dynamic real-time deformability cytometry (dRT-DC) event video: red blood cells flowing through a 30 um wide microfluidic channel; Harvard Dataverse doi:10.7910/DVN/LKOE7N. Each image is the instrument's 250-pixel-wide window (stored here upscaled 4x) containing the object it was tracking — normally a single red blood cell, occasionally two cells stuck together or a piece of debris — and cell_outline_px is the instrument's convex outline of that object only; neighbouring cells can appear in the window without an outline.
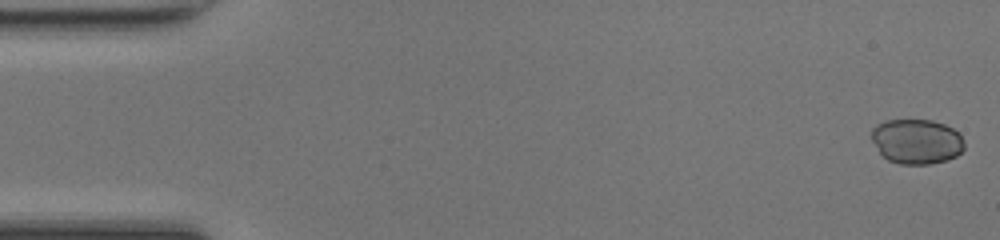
{"species": "common noctule bat (a hibernating species)", "species_latin": "Nyctalus noctula", "temperature_condition": "room temperature", "stored_images_in_passage": 48, "camera_frame_rate_fps": 3000, "um_per_image_px": 0.085, "animal": {"sex": "female", "body_mass_g": 17.0, "forearm_length_mm": 48.0}, "frame": {"image": 1, "passage_image": 1, "time_ms": 0.0, "image_size_px": [1000, 240], "cell_outline_px": [[964, 148], [956, 156], [944, 160], [928, 164], [900, 164], [888, 160], [880, 152], [872, 140], [872, 128], [876, 124], [884, 120], [932, 120], [944, 124], [952, 128], [964, 140]], "centroid_in_image_um": [77.9, 12.01], "position_along_channel_um": 7.1, "area_um2": 24.1}}
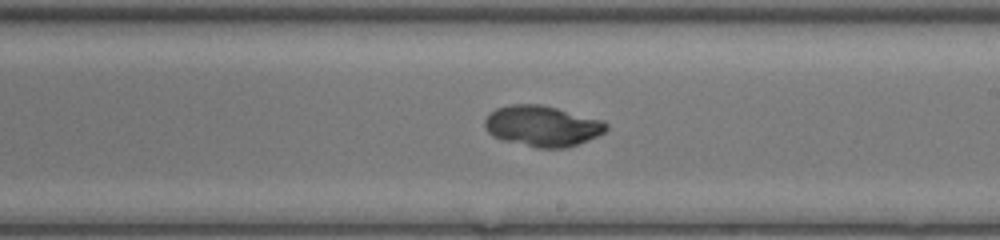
{"frame": {"image": 2, "passage_image": 28, "time_ms": 9.0, "image_size_px": [1000, 240], "cell_outline_px": [[608, 128], [604, 132], [588, 140], [564, 148], [536, 148], [504, 140], [492, 136], [484, 128], [484, 120], [488, 112], [496, 108], [512, 104], [540, 104], [604, 120], [608, 124]], "centroid_in_image_um": [46.07, 10.7], "position_along_channel_um": 242.9, "area_um2": 28.96}}
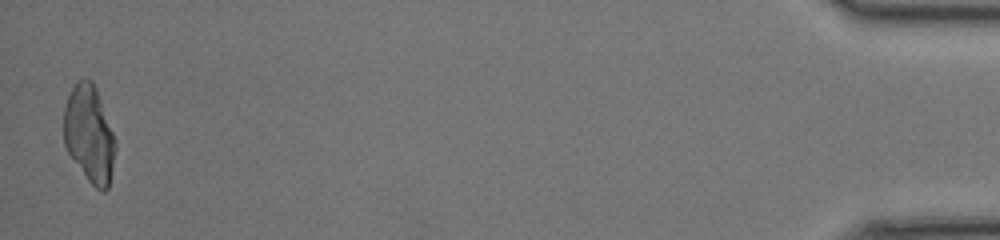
{"frame": {"image": 3, "passage_image": 48, "time_ms": 15.667, "image_size_px": [1000, 240], "cell_outline_px": [[116, 148], [108, 188], [104, 192], [100, 192], [88, 180], [68, 152], [64, 144], [64, 108], [68, 96], [76, 80], [92, 80], [96, 88], [112, 132], [116, 144]], "centroid_in_image_um": [7.58, 11.41], "position_along_channel_um": 427.6, "area_um2": 28.73}, "authors_computed_cell_mechanics": {"area_um2": 28.4376, "velocity_mm_per_s": 4.2728, "shape_relaxation_time_tau1_ms": 9.7812, "shape_relaxation_time_tau2_ms": 2.1363, "deformation_change_tau1": 0.1569, "deformation_change_tau2": 0.0209}}